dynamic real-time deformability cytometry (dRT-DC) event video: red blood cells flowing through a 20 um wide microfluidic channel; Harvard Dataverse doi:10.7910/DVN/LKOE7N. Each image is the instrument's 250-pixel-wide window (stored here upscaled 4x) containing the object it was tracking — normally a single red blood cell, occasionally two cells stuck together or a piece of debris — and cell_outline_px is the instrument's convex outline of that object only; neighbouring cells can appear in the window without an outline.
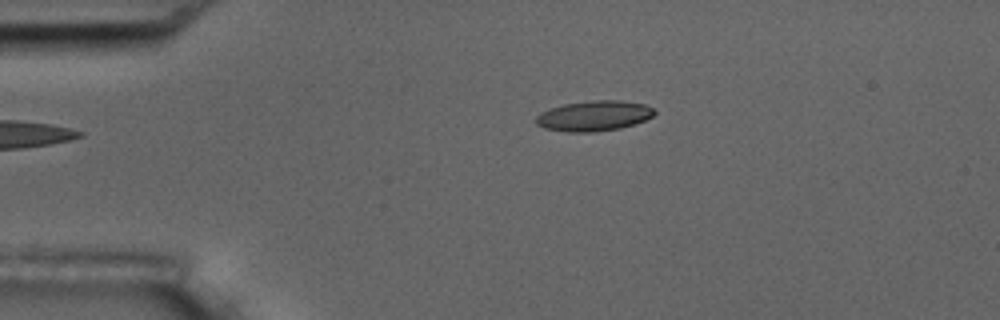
{"species": "common noctule bat (a hibernating species)", "species_latin": "Nyctalus noctula", "temperature_condition": "room temperature", "stored_images_in_passage": 3, "camera_frame_rate_fps": 3000, "um_per_image_px": 0.085, "animal": {"sex": "male", "body_mass_g": 17.5, "forearm_length_mm": 52.3}, "frame": {"image": 1, "passage_image": 1, "time_ms": 0.0, "image_size_px": [1000, 320], "cell_outline_px": [[656, 112], [652, 116], [644, 120], [620, 128], [596, 132], [568, 132], [544, 128], [536, 124], [536, 116], [540, 112], [564, 104], [592, 100], [620, 100], [644, 104], [652, 108]], "centroid_in_image_um": [50.46, 9.85], "position_along_channel_um": 34.5, "area_um2": 20.81}}
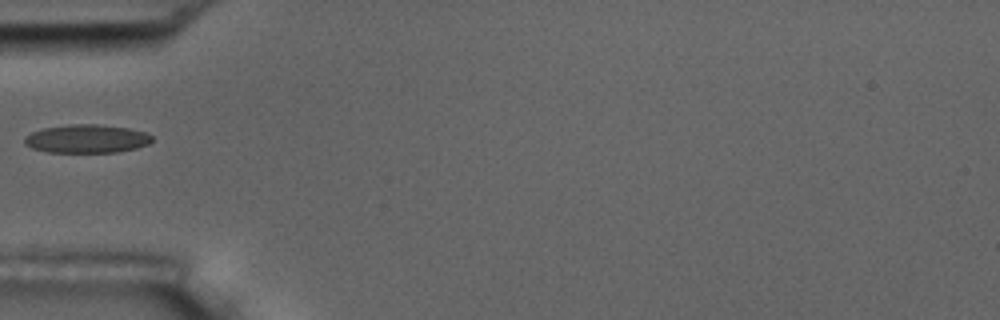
{"frame": {"image": 2, "passage_image": 3, "time_ms": 0.667, "image_size_px": [1000, 320], "cell_outline_px": [[152, 140], [148, 144], [136, 148], [116, 152], [48, 152], [32, 148], [24, 144], [24, 136], [32, 132], [44, 128], [72, 124], [96, 124], [128, 128], [144, 132], [152, 136]], "centroid_in_image_um": [7.35, 11.79], "position_along_channel_um": 77.7, "area_um2": 20.98}}